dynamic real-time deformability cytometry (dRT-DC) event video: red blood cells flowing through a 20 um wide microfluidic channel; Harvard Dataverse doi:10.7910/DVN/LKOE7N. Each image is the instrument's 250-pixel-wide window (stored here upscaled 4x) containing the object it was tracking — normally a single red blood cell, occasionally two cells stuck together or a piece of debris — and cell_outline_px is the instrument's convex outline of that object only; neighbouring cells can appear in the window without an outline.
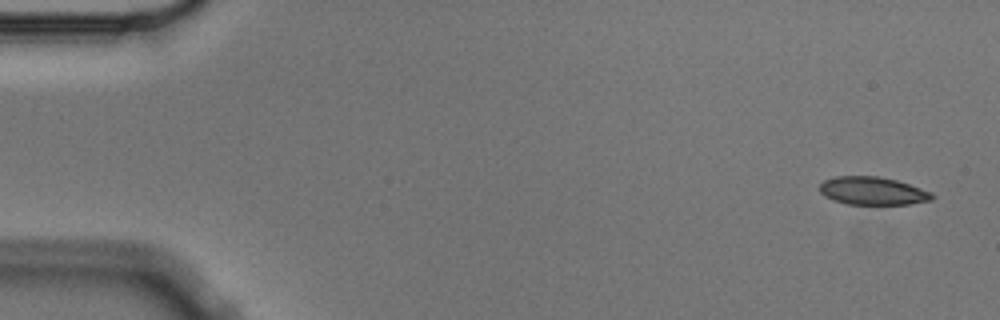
{"species": "Egyptian fruit bat (a non-hibernating species)", "species_latin": "Rousettus aegyptiacus", "temperature_condition": "cold", "stored_images_in_passage": 5, "camera_frame_rate_fps": 3000, "um_per_image_px": 0.085, "animal": {"sex": "male"}, "frame": {"image": 1, "passage_image": 1, "time_ms": 0.0, "image_size_px": [1000, 320], "cell_outline_px": [[936, 196], [932, 200], [908, 204], [848, 204], [832, 200], [824, 196], [820, 192], [820, 184], [824, 180], [836, 176], [880, 176], [896, 180], [932, 192]], "centroid_in_image_um": [74.17, 16.22], "position_along_channel_um": 10.8, "area_um2": 18.38}}